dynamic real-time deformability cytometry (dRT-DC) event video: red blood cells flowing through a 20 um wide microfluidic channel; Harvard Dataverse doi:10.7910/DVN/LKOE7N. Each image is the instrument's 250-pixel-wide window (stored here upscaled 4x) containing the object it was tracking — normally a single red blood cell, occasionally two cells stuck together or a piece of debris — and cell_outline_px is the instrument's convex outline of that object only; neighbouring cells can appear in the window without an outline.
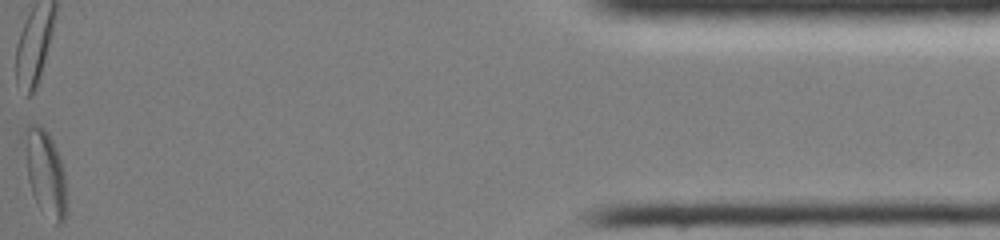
{"species": "common noctule bat (a hibernating species)", "species_latin": "Nyctalus noctula", "temperature_condition": "room temperature", "stored_images_in_passage": 61, "camera_frame_rate_fps": 3000, "um_per_image_px": 0.085, "animal": {"sex": "female", "body_mass_g": 19.0, "forearm_length_mm": 51.5}, "frame": {"image": 1, "passage_image": 60, "time_ms": 14.333, "image_size_px": [1000, 240], "cell_outline_px": [[68, 208], [64, 220], [60, 224], [56, 224], [40, 208], [32, 192], [28, 180], [24, 128], [28, 124], [40, 124], [48, 132], [56, 148], [64, 172], [68, 204]], "centroid_in_image_um": [3.89, 14.71], "position_along_channel_um": 431.3, "area_um2": 20.87}}